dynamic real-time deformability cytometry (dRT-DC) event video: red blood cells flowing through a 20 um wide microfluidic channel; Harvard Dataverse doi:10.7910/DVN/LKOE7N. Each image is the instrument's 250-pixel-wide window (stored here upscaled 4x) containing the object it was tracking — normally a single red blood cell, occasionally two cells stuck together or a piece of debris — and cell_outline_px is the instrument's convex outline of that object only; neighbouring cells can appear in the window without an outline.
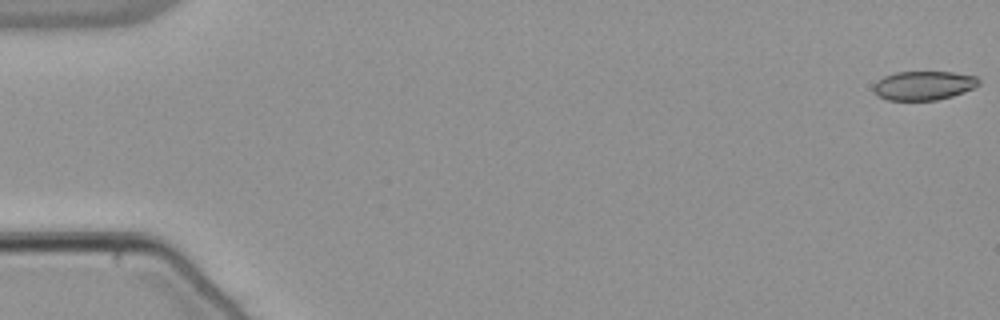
{"species": "common noctule bat (a hibernating species)", "species_latin": "Nyctalus noctula", "temperature_condition": "warm", "stored_images_in_passage": 54, "camera_frame_rate_fps": 3000, "um_per_image_px": 0.085, "animal": {"sex": "male", "body_mass_g": 21.5, "forearm_length_mm": 52.0}, "frame": {"image": 1, "passage_image": 1, "time_ms": 0.0, "image_size_px": [1000, 320], "cell_outline_px": [[980, 84], [976, 88], [952, 96], [936, 100], [888, 100], [872, 92], [872, 88], [876, 80], [884, 76], [896, 72], [952, 72], [976, 76], [980, 80]], "centroid_in_image_um": [78.51, 7.27], "position_along_channel_um": 6.5, "area_um2": 17.98}}
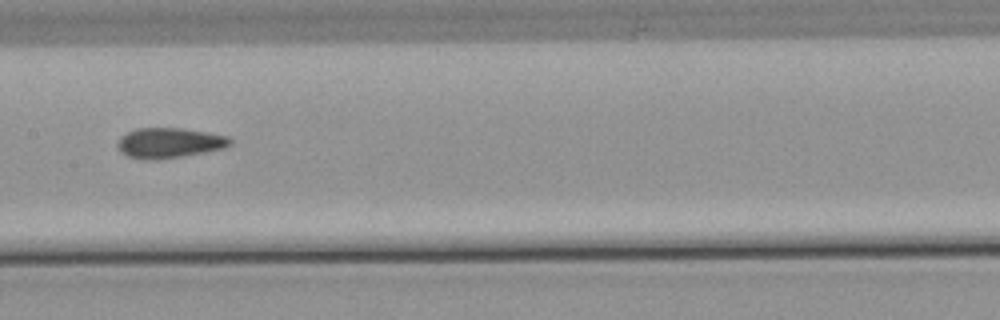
{"frame": {"image": 2, "passage_image": 28, "time_ms": 9.0, "image_size_px": [1000, 320], "cell_outline_px": [[232, 144], [224, 148], [180, 156], [148, 160], [128, 156], [116, 144], [120, 136], [136, 128], [184, 128], [208, 132], [228, 136], [232, 140]], "centroid_in_image_um": [14.41, 12.12], "position_along_channel_um": 193.0, "area_um2": 19.54}}
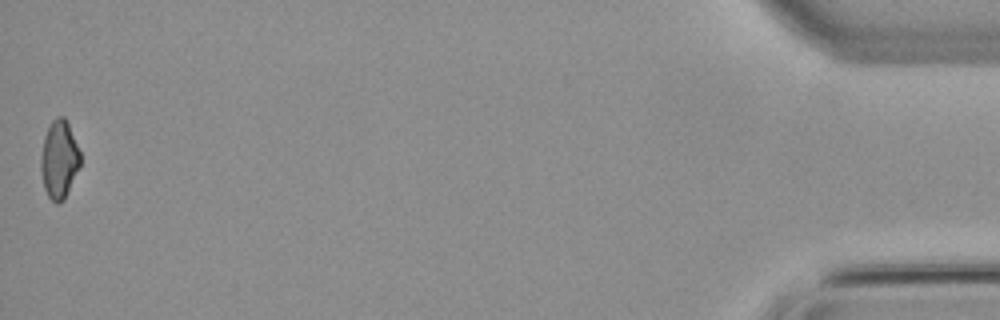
{"frame": {"image": 3, "passage_image": 54, "time_ms": 17.667, "image_size_px": [1000, 320], "cell_outline_px": [[80, 164], [64, 200], [60, 204], [56, 204], [48, 196], [44, 188], [40, 168], [40, 156], [44, 136], [48, 124], [56, 116], [64, 116], [68, 124], [80, 152]], "centroid_in_image_um": [5.0, 13.54], "position_along_channel_um": 430.2, "area_um2": 17.98}, "authors_computed_cell_mechanics": {"area_um2": 19.0451, "velocity_mm_per_s": 3.8553, "shape_relaxation_time_tau1_ms": null, "shape_relaxation_time_tau2_ms": 3.2083, "deformation_change_tau1": null, "deformation_change_tau2": 0.0778}}